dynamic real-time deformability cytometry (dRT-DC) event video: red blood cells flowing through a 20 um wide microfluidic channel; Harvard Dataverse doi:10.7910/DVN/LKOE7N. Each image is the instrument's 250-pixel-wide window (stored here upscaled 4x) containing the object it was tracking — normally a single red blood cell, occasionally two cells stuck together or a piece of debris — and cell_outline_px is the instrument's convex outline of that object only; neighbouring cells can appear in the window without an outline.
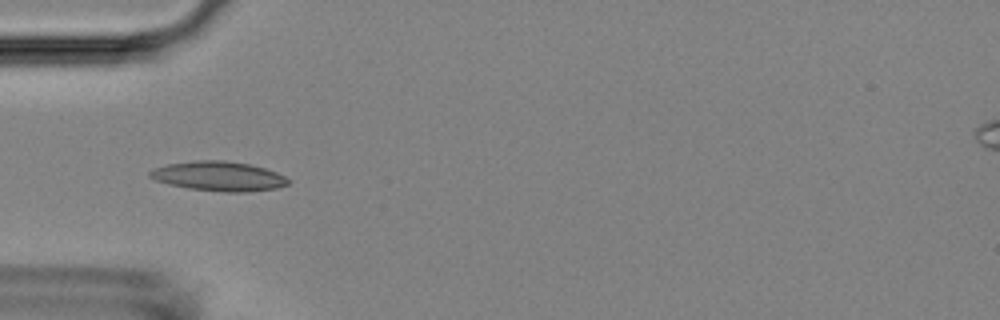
{"species": "Egyptian fruit bat (a non-hibernating species)", "species_latin": "Rousettus aegyptiacus", "temperature_condition": "room temperature", "stored_images_in_passage": 10, "camera_frame_rate_fps": 3000, "um_per_image_px": 0.085, "animal": {"sex": "female"}, "frame": {"image": 1, "passage_image": 4, "time_ms": 1.0, "image_size_px": [1000, 320], "cell_outline_px": [[292, 180], [288, 184], [276, 188], [248, 192], [224, 192], [188, 188], [168, 184], [156, 180], [148, 176], [148, 172], [152, 168], [168, 164], [192, 160], [224, 160], [248, 164], [264, 168], [276, 172]], "centroid_in_image_um": [18.57, 14.97], "position_along_channel_um": 66.4, "area_um2": 23.93}}
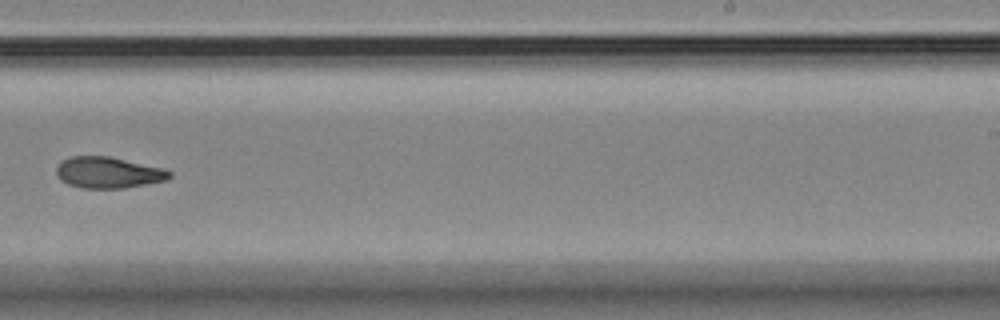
{"frame": {"image": 2, "passage_image": 9, "time_ms": 2.667, "image_size_px": [1000, 320], "cell_outline_px": [[172, 176], [168, 180], [148, 184], [124, 188], [80, 188], [68, 184], [60, 180], [56, 176], [56, 168], [60, 160], [68, 156], [108, 156], [160, 168], [172, 172]], "centroid_in_image_um": [9.15, 14.67], "position_along_channel_um": 279.9, "area_um2": 20.69}}
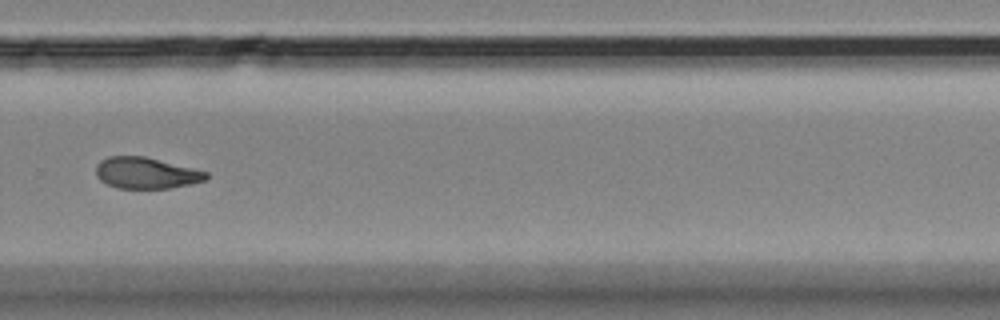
{"frame": {"image": 3, "passage_image": 10, "time_ms": 3.0, "image_size_px": [1000, 320], "cell_outline_px": [[208, 176], [204, 180], [192, 184], [168, 188], [116, 188], [100, 180], [96, 176], [96, 164], [100, 160], [108, 156], [144, 156], [208, 172]], "centroid_in_image_um": [12.38, 14.7], "position_along_channel_um": 317.4, "area_um2": 20.0}}